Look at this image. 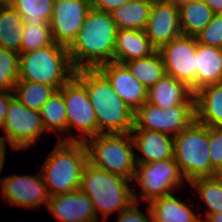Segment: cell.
<instances>
[{
    "instance_id": "9",
    "label": "cell",
    "mask_w": 222,
    "mask_h": 222,
    "mask_svg": "<svg viewBox=\"0 0 222 222\" xmlns=\"http://www.w3.org/2000/svg\"><path fill=\"white\" fill-rule=\"evenodd\" d=\"M131 181H136L135 183L141 188L139 189V192L141 190L140 197L147 204L172 194L185 183L174 158L157 160L148 164H136Z\"/></svg>"
},
{
    "instance_id": "23",
    "label": "cell",
    "mask_w": 222,
    "mask_h": 222,
    "mask_svg": "<svg viewBox=\"0 0 222 222\" xmlns=\"http://www.w3.org/2000/svg\"><path fill=\"white\" fill-rule=\"evenodd\" d=\"M169 194L150 202L153 222H200L201 217L194 214L191 204Z\"/></svg>"
},
{
    "instance_id": "15",
    "label": "cell",
    "mask_w": 222,
    "mask_h": 222,
    "mask_svg": "<svg viewBox=\"0 0 222 222\" xmlns=\"http://www.w3.org/2000/svg\"><path fill=\"white\" fill-rule=\"evenodd\" d=\"M145 34L156 50L182 35L179 8L167 0L152 1Z\"/></svg>"
},
{
    "instance_id": "8",
    "label": "cell",
    "mask_w": 222,
    "mask_h": 222,
    "mask_svg": "<svg viewBox=\"0 0 222 222\" xmlns=\"http://www.w3.org/2000/svg\"><path fill=\"white\" fill-rule=\"evenodd\" d=\"M59 91L64 96L67 114V132L78 128L82 134L59 138L64 142H86L97 135V121L94 108L89 100L85 86L73 76Z\"/></svg>"
},
{
    "instance_id": "44",
    "label": "cell",
    "mask_w": 222,
    "mask_h": 222,
    "mask_svg": "<svg viewBox=\"0 0 222 222\" xmlns=\"http://www.w3.org/2000/svg\"><path fill=\"white\" fill-rule=\"evenodd\" d=\"M188 1H204V0H188Z\"/></svg>"
},
{
    "instance_id": "22",
    "label": "cell",
    "mask_w": 222,
    "mask_h": 222,
    "mask_svg": "<svg viewBox=\"0 0 222 222\" xmlns=\"http://www.w3.org/2000/svg\"><path fill=\"white\" fill-rule=\"evenodd\" d=\"M196 91L222 81V49L197 43Z\"/></svg>"
},
{
    "instance_id": "19",
    "label": "cell",
    "mask_w": 222,
    "mask_h": 222,
    "mask_svg": "<svg viewBox=\"0 0 222 222\" xmlns=\"http://www.w3.org/2000/svg\"><path fill=\"white\" fill-rule=\"evenodd\" d=\"M147 102L161 109H167L176 105H195V98L184 83L165 75L148 89Z\"/></svg>"
},
{
    "instance_id": "41",
    "label": "cell",
    "mask_w": 222,
    "mask_h": 222,
    "mask_svg": "<svg viewBox=\"0 0 222 222\" xmlns=\"http://www.w3.org/2000/svg\"><path fill=\"white\" fill-rule=\"evenodd\" d=\"M204 222H222V212L211 213Z\"/></svg>"
},
{
    "instance_id": "26",
    "label": "cell",
    "mask_w": 222,
    "mask_h": 222,
    "mask_svg": "<svg viewBox=\"0 0 222 222\" xmlns=\"http://www.w3.org/2000/svg\"><path fill=\"white\" fill-rule=\"evenodd\" d=\"M24 20L12 7H0V47L21 53Z\"/></svg>"
},
{
    "instance_id": "7",
    "label": "cell",
    "mask_w": 222,
    "mask_h": 222,
    "mask_svg": "<svg viewBox=\"0 0 222 222\" xmlns=\"http://www.w3.org/2000/svg\"><path fill=\"white\" fill-rule=\"evenodd\" d=\"M85 145L91 165L132 180L136 154L130 133L98 134L88 139Z\"/></svg>"
},
{
    "instance_id": "13",
    "label": "cell",
    "mask_w": 222,
    "mask_h": 222,
    "mask_svg": "<svg viewBox=\"0 0 222 222\" xmlns=\"http://www.w3.org/2000/svg\"><path fill=\"white\" fill-rule=\"evenodd\" d=\"M91 8L90 0H55L49 22L54 42L69 47Z\"/></svg>"
},
{
    "instance_id": "28",
    "label": "cell",
    "mask_w": 222,
    "mask_h": 222,
    "mask_svg": "<svg viewBox=\"0 0 222 222\" xmlns=\"http://www.w3.org/2000/svg\"><path fill=\"white\" fill-rule=\"evenodd\" d=\"M56 91L53 86L18 80L13 89L16 99L31 110L39 111Z\"/></svg>"
},
{
    "instance_id": "40",
    "label": "cell",
    "mask_w": 222,
    "mask_h": 222,
    "mask_svg": "<svg viewBox=\"0 0 222 222\" xmlns=\"http://www.w3.org/2000/svg\"><path fill=\"white\" fill-rule=\"evenodd\" d=\"M6 142L0 141V173L5 164Z\"/></svg>"
},
{
    "instance_id": "35",
    "label": "cell",
    "mask_w": 222,
    "mask_h": 222,
    "mask_svg": "<svg viewBox=\"0 0 222 222\" xmlns=\"http://www.w3.org/2000/svg\"><path fill=\"white\" fill-rule=\"evenodd\" d=\"M209 158L212 167L222 174V127L209 126Z\"/></svg>"
},
{
    "instance_id": "6",
    "label": "cell",
    "mask_w": 222,
    "mask_h": 222,
    "mask_svg": "<svg viewBox=\"0 0 222 222\" xmlns=\"http://www.w3.org/2000/svg\"><path fill=\"white\" fill-rule=\"evenodd\" d=\"M209 126L194 120L173 137V158L185 180L220 175L209 158Z\"/></svg>"
},
{
    "instance_id": "33",
    "label": "cell",
    "mask_w": 222,
    "mask_h": 222,
    "mask_svg": "<svg viewBox=\"0 0 222 222\" xmlns=\"http://www.w3.org/2000/svg\"><path fill=\"white\" fill-rule=\"evenodd\" d=\"M19 75V53L0 47V90L13 91Z\"/></svg>"
},
{
    "instance_id": "39",
    "label": "cell",
    "mask_w": 222,
    "mask_h": 222,
    "mask_svg": "<svg viewBox=\"0 0 222 222\" xmlns=\"http://www.w3.org/2000/svg\"><path fill=\"white\" fill-rule=\"evenodd\" d=\"M204 2L210 7L213 14H222V0H204Z\"/></svg>"
},
{
    "instance_id": "17",
    "label": "cell",
    "mask_w": 222,
    "mask_h": 222,
    "mask_svg": "<svg viewBox=\"0 0 222 222\" xmlns=\"http://www.w3.org/2000/svg\"><path fill=\"white\" fill-rule=\"evenodd\" d=\"M47 208L61 222L99 221L90 198L81 190L51 196Z\"/></svg>"
},
{
    "instance_id": "38",
    "label": "cell",
    "mask_w": 222,
    "mask_h": 222,
    "mask_svg": "<svg viewBox=\"0 0 222 222\" xmlns=\"http://www.w3.org/2000/svg\"><path fill=\"white\" fill-rule=\"evenodd\" d=\"M12 96H13V91L0 90V127L5 121L9 99Z\"/></svg>"
},
{
    "instance_id": "29",
    "label": "cell",
    "mask_w": 222,
    "mask_h": 222,
    "mask_svg": "<svg viewBox=\"0 0 222 222\" xmlns=\"http://www.w3.org/2000/svg\"><path fill=\"white\" fill-rule=\"evenodd\" d=\"M42 124L47 132L67 131V114L63 94L56 90L40 110Z\"/></svg>"
},
{
    "instance_id": "27",
    "label": "cell",
    "mask_w": 222,
    "mask_h": 222,
    "mask_svg": "<svg viewBox=\"0 0 222 222\" xmlns=\"http://www.w3.org/2000/svg\"><path fill=\"white\" fill-rule=\"evenodd\" d=\"M125 65L147 89L166 75L164 62L158 50L147 57L129 61Z\"/></svg>"
},
{
    "instance_id": "34",
    "label": "cell",
    "mask_w": 222,
    "mask_h": 222,
    "mask_svg": "<svg viewBox=\"0 0 222 222\" xmlns=\"http://www.w3.org/2000/svg\"><path fill=\"white\" fill-rule=\"evenodd\" d=\"M195 38L197 43L222 49V14L213 15L210 23Z\"/></svg>"
},
{
    "instance_id": "37",
    "label": "cell",
    "mask_w": 222,
    "mask_h": 222,
    "mask_svg": "<svg viewBox=\"0 0 222 222\" xmlns=\"http://www.w3.org/2000/svg\"><path fill=\"white\" fill-rule=\"evenodd\" d=\"M129 0H90L91 7L98 11L112 12Z\"/></svg>"
},
{
    "instance_id": "2",
    "label": "cell",
    "mask_w": 222,
    "mask_h": 222,
    "mask_svg": "<svg viewBox=\"0 0 222 222\" xmlns=\"http://www.w3.org/2000/svg\"><path fill=\"white\" fill-rule=\"evenodd\" d=\"M74 76L87 90L96 114L97 135L132 131L134 112L114 92L110 82L98 69H79Z\"/></svg>"
},
{
    "instance_id": "36",
    "label": "cell",
    "mask_w": 222,
    "mask_h": 222,
    "mask_svg": "<svg viewBox=\"0 0 222 222\" xmlns=\"http://www.w3.org/2000/svg\"><path fill=\"white\" fill-rule=\"evenodd\" d=\"M138 202H133L128 208L120 212L116 222H153L151 209L147 208L149 218H147L138 207Z\"/></svg>"
},
{
    "instance_id": "12",
    "label": "cell",
    "mask_w": 222,
    "mask_h": 222,
    "mask_svg": "<svg viewBox=\"0 0 222 222\" xmlns=\"http://www.w3.org/2000/svg\"><path fill=\"white\" fill-rule=\"evenodd\" d=\"M196 51V38L186 35L171 40L159 50L166 75L184 83L193 94L196 92Z\"/></svg>"
},
{
    "instance_id": "21",
    "label": "cell",
    "mask_w": 222,
    "mask_h": 222,
    "mask_svg": "<svg viewBox=\"0 0 222 222\" xmlns=\"http://www.w3.org/2000/svg\"><path fill=\"white\" fill-rule=\"evenodd\" d=\"M194 98L195 120L210 127H222V81L199 89Z\"/></svg>"
},
{
    "instance_id": "43",
    "label": "cell",
    "mask_w": 222,
    "mask_h": 222,
    "mask_svg": "<svg viewBox=\"0 0 222 222\" xmlns=\"http://www.w3.org/2000/svg\"><path fill=\"white\" fill-rule=\"evenodd\" d=\"M167 1L173 3L174 5L179 6L183 3H186L188 0H167Z\"/></svg>"
},
{
    "instance_id": "32",
    "label": "cell",
    "mask_w": 222,
    "mask_h": 222,
    "mask_svg": "<svg viewBox=\"0 0 222 222\" xmlns=\"http://www.w3.org/2000/svg\"><path fill=\"white\" fill-rule=\"evenodd\" d=\"M21 53H28L52 45L54 43L49 25L24 23Z\"/></svg>"
},
{
    "instance_id": "16",
    "label": "cell",
    "mask_w": 222,
    "mask_h": 222,
    "mask_svg": "<svg viewBox=\"0 0 222 222\" xmlns=\"http://www.w3.org/2000/svg\"><path fill=\"white\" fill-rule=\"evenodd\" d=\"M110 82L114 92L135 113L147 102L148 89L141 84L125 64L110 62L97 68Z\"/></svg>"
},
{
    "instance_id": "24",
    "label": "cell",
    "mask_w": 222,
    "mask_h": 222,
    "mask_svg": "<svg viewBox=\"0 0 222 222\" xmlns=\"http://www.w3.org/2000/svg\"><path fill=\"white\" fill-rule=\"evenodd\" d=\"M152 0H129L111 13L117 29L145 30Z\"/></svg>"
},
{
    "instance_id": "10",
    "label": "cell",
    "mask_w": 222,
    "mask_h": 222,
    "mask_svg": "<svg viewBox=\"0 0 222 222\" xmlns=\"http://www.w3.org/2000/svg\"><path fill=\"white\" fill-rule=\"evenodd\" d=\"M1 130L5 132L0 141L10 144L13 149H26L45 132L41 114L20 103L13 95L9 99L7 115Z\"/></svg>"
},
{
    "instance_id": "31",
    "label": "cell",
    "mask_w": 222,
    "mask_h": 222,
    "mask_svg": "<svg viewBox=\"0 0 222 222\" xmlns=\"http://www.w3.org/2000/svg\"><path fill=\"white\" fill-rule=\"evenodd\" d=\"M190 185L208 206L209 210L205 214V219L211 213L222 212V175L197 178L192 180Z\"/></svg>"
},
{
    "instance_id": "20",
    "label": "cell",
    "mask_w": 222,
    "mask_h": 222,
    "mask_svg": "<svg viewBox=\"0 0 222 222\" xmlns=\"http://www.w3.org/2000/svg\"><path fill=\"white\" fill-rule=\"evenodd\" d=\"M156 49L143 30L118 29L115 39L113 62L125 64L147 57Z\"/></svg>"
},
{
    "instance_id": "42",
    "label": "cell",
    "mask_w": 222,
    "mask_h": 222,
    "mask_svg": "<svg viewBox=\"0 0 222 222\" xmlns=\"http://www.w3.org/2000/svg\"><path fill=\"white\" fill-rule=\"evenodd\" d=\"M15 0H0V7L12 6Z\"/></svg>"
},
{
    "instance_id": "3",
    "label": "cell",
    "mask_w": 222,
    "mask_h": 222,
    "mask_svg": "<svg viewBox=\"0 0 222 222\" xmlns=\"http://www.w3.org/2000/svg\"><path fill=\"white\" fill-rule=\"evenodd\" d=\"M87 163L85 142L58 140L40 170L49 196L80 190L82 173Z\"/></svg>"
},
{
    "instance_id": "4",
    "label": "cell",
    "mask_w": 222,
    "mask_h": 222,
    "mask_svg": "<svg viewBox=\"0 0 222 222\" xmlns=\"http://www.w3.org/2000/svg\"><path fill=\"white\" fill-rule=\"evenodd\" d=\"M131 182L124 177L99 169L88 162L82 173L80 190L90 198L96 216L100 211L103 220L106 221L111 213L118 210L120 213L133 202H139L138 196L130 189L129 183Z\"/></svg>"
},
{
    "instance_id": "11",
    "label": "cell",
    "mask_w": 222,
    "mask_h": 222,
    "mask_svg": "<svg viewBox=\"0 0 222 222\" xmlns=\"http://www.w3.org/2000/svg\"><path fill=\"white\" fill-rule=\"evenodd\" d=\"M195 120V105L161 109L145 102L134 113L133 129H146L176 136Z\"/></svg>"
},
{
    "instance_id": "18",
    "label": "cell",
    "mask_w": 222,
    "mask_h": 222,
    "mask_svg": "<svg viewBox=\"0 0 222 222\" xmlns=\"http://www.w3.org/2000/svg\"><path fill=\"white\" fill-rule=\"evenodd\" d=\"M130 134L134 148L141 152V156H135L136 164L173 158V136L146 129H132Z\"/></svg>"
},
{
    "instance_id": "1",
    "label": "cell",
    "mask_w": 222,
    "mask_h": 222,
    "mask_svg": "<svg viewBox=\"0 0 222 222\" xmlns=\"http://www.w3.org/2000/svg\"><path fill=\"white\" fill-rule=\"evenodd\" d=\"M117 30L111 13L91 8L77 38L68 47L73 68L97 69L112 62Z\"/></svg>"
},
{
    "instance_id": "14",
    "label": "cell",
    "mask_w": 222,
    "mask_h": 222,
    "mask_svg": "<svg viewBox=\"0 0 222 222\" xmlns=\"http://www.w3.org/2000/svg\"><path fill=\"white\" fill-rule=\"evenodd\" d=\"M3 200L11 205L27 208L47 206L48 194L41 171L37 175H12L0 180Z\"/></svg>"
},
{
    "instance_id": "5",
    "label": "cell",
    "mask_w": 222,
    "mask_h": 222,
    "mask_svg": "<svg viewBox=\"0 0 222 222\" xmlns=\"http://www.w3.org/2000/svg\"><path fill=\"white\" fill-rule=\"evenodd\" d=\"M68 47L53 43L47 47L19 54L18 80L53 86L59 90L75 74Z\"/></svg>"
},
{
    "instance_id": "30",
    "label": "cell",
    "mask_w": 222,
    "mask_h": 222,
    "mask_svg": "<svg viewBox=\"0 0 222 222\" xmlns=\"http://www.w3.org/2000/svg\"><path fill=\"white\" fill-rule=\"evenodd\" d=\"M55 0H15L12 7L23 18L24 23L49 25Z\"/></svg>"
},
{
    "instance_id": "25",
    "label": "cell",
    "mask_w": 222,
    "mask_h": 222,
    "mask_svg": "<svg viewBox=\"0 0 222 222\" xmlns=\"http://www.w3.org/2000/svg\"><path fill=\"white\" fill-rule=\"evenodd\" d=\"M182 35L196 36L211 21L213 12L204 1H187L178 6Z\"/></svg>"
}]
</instances>
